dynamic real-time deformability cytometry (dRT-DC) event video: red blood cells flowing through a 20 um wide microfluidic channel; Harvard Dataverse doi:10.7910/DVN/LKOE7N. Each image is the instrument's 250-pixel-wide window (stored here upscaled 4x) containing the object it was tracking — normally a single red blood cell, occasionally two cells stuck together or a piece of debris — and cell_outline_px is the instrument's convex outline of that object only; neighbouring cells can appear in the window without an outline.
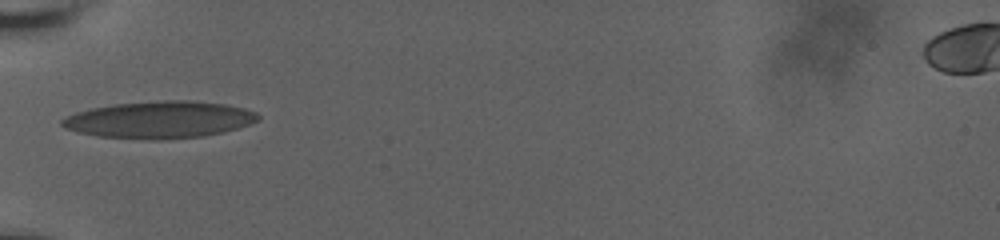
{"species": "human", "species_latin": "Homo sapiens", "temperature_condition": "room temperature", "stored_images_in_passage": 21, "camera_frame_rate_fps": 3000, "um_per_image_px": 0.085, "donor": {"sex": "male"}, "frame": {"image": 1, "passage_image": 1, "time_ms": 0.0, "image_size_px": [1000, 240], "cell_outline_px": [[260, 120], [224, 132], [204, 136], [160, 140], [156, 140], [96, 136], [76, 132], [64, 128], [60, 124], [60, 120], [76, 112], [92, 108], [112, 104], [164, 100], [188, 100], [224, 104], [244, 108], [256, 112], [260, 116]], "centroid_in_image_um": [13.54, 10.18], "position_along_channel_um": 71.5, "area_um2": 42.37}}
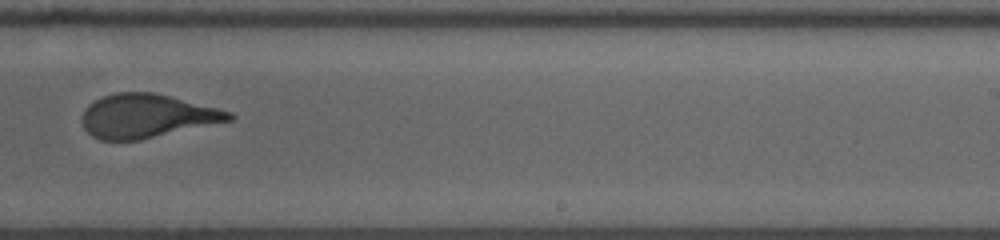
{"frame": {"image": 2, "passage_image": 11, "time_ms": 5.667, "image_size_px": [1000, 240], "cell_outline_px": [[236, 116], [232, 120], [140, 140], [100, 140], [92, 136], [84, 128], [80, 120], [88, 104], [104, 96], [116, 92], [156, 92], [232, 112]], "centroid_in_image_um": [12.47, 9.86], "position_along_channel_um": 276.5, "area_um2": 37.4}}
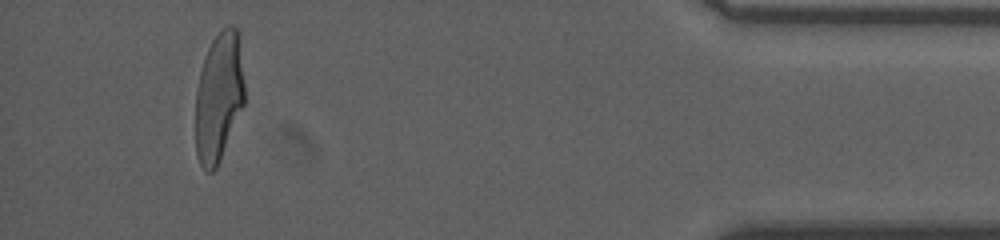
{"frame": {"image": 3, "passage_image": 21, "time_ms": 11.0, "image_size_px": [1000, 240], "cell_outline_px": [[244, 104], [220, 160], [216, 168], [212, 172], [204, 172], [200, 164], [196, 152], [196, 92], [200, 72], [204, 56], [212, 40], [220, 28], [228, 24], [232, 24], [236, 28], [240, 36], [244, 84]], "centroid_in_image_um": [18.61, 8.19], "position_along_channel_um": 416.6, "area_um2": 37.34}, "authors_computed_cell_mechanics": {"area_um2": 38.0902, "velocity_mm_per_s": 3.6538, "shape_relaxation_time_tau1_ms": 5.836, "shape_relaxation_time_tau2_ms": 0.8034, "deformation_change_tau1": 0.2099, "deformation_change_tau2": 0.0774}}